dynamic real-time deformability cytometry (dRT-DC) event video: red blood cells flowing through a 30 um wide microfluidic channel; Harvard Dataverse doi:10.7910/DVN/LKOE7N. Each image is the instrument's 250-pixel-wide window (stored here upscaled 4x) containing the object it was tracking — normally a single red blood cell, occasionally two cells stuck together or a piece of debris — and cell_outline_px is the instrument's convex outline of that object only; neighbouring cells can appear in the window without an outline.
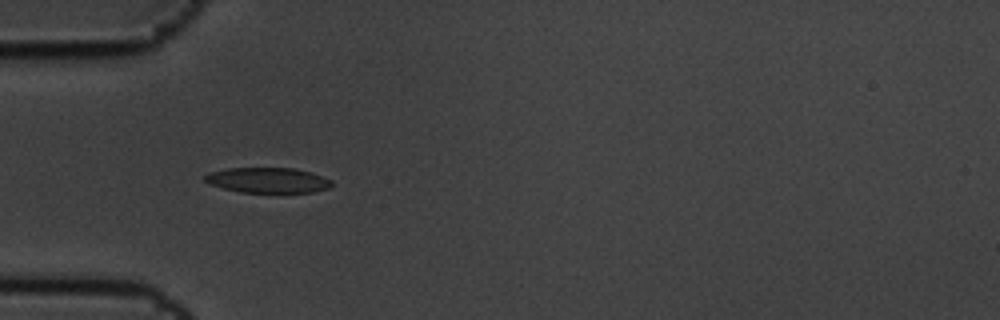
{"species": "common noctule bat (a hibernating species)", "species_latin": "Nyctalus noctula", "temperature_condition": "cold", "stored_images_in_passage": 5, "camera_frame_rate_fps": 3000, "um_per_image_px": 0.085, "animal": {"sex": "male", "body_mass_g": 19.5, "forearm_length_mm": 54.6}, "frame": {"image": 1, "passage_image": 3, "time_ms": 0.667, "image_size_px": [1000, 320], "cell_outline_px": [[332, 184], [328, 188], [312, 192], [276, 196], [240, 192], [224, 188], [212, 184], [204, 180], [204, 176], [212, 172], [228, 168], [292, 168], [312, 172], [332, 180]], "centroid_in_image_um": [22.83, 15.37], "position_along_channel_um": 62.2, "area_um2": 19.48}}
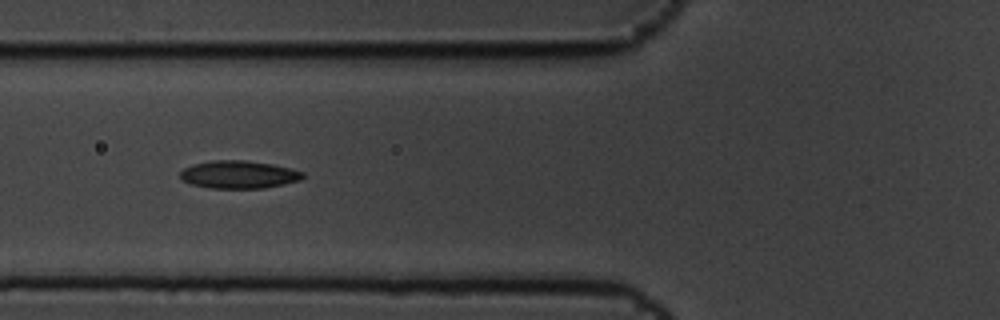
{"frame": {"image": 2, "passage_image": 4, "time_ms": 1.0, "image_size_px": [1000, 320], "cell_outline_px": [[304, 176], [300, 180], [284, 184], [264, 188], [212, 188], [192, 184], [180, 180], [180, 172], [184, 168], [192, 164], [212, 160], [244, 160], [272, 164], [304, 172]], "centroid_in_image_um": [20.27, 14.83], "position_along_channel_um": 105.5, "area_um2": 19.83}}
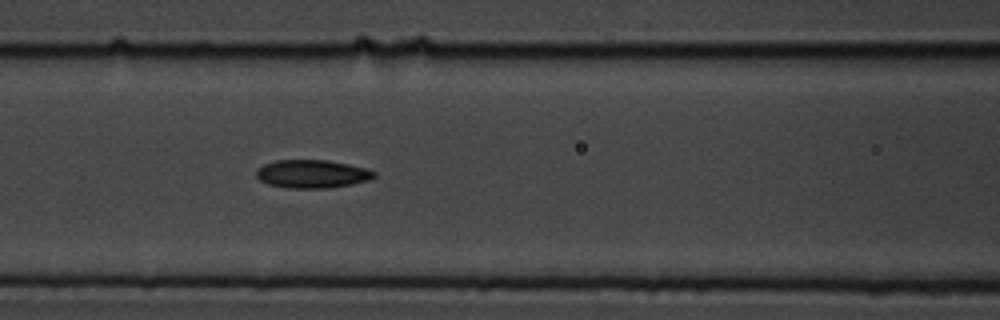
{"frame": {"image": 3, "passage_image": 5, "time_ms": 1.333, "image_size_px": [1000, 320], "cell_outline_px": [[376, 176], [368, 180], [352, 184], [328, 188], [288, 188], [268, 184], [260, 180], [256, 176], [256, 168], [264, 164], [276, 160], [328, 160], [348, 164], [364, 168], [376, 172]], "centroid_in_image_um": [26.5, 14.78], "position_along_channel_um": 140.1, "area_um2": 19.36}}